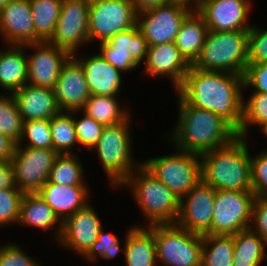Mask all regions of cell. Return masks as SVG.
<instances>
[{"mask_svg": "<svg viewBox=\"0 0 267 266\" xmlns=\"http://www.w3.org/2000/svg\"><path fill=\"white\" fill-rule=\"evenodd\" d=\"M243 88L242 75L203 71L191 65L176 93L190 106L221 116L238 131L243 120Z\"/></svg>", "mask_w": 267, "mask_h": 266, "instance_id": "6da1fadb", "label": "cell"}, {"mask_svg": "<svg viewBox=\"0 0 267 266\" xmlns=\"http://www.w3.org/2000/svg\"><path fill=\"white\" fill-rule=\"evenodd\" d=\"M178 121L167 135L174 147L199 156L231 143L237 131L221 116L190 106L178 93Z\"/></svg>", "mask_w": 267, "mask_h": 266, "instance_id": "7a4b0ae2", "label": "cell"}, {"mask_svg": "<svg viewBox=\"0 0 267 266\" xmlns=\"http://www.w3.org/2000/svg\"><path fill=\"white\" fill-rule=\"evenodd\" d=\"M246 138L201 155L202 179L215 190L252 191L251 154Z\"/></svg>", "mask_w": 267, "mask_h": 266, "instance_id": "3957f363", "label": "cell"}, {"mask_svg": "<svg viewBox=\"0 0 267 266\" xmlns=\"http://www.w3.org/2000/svg\"><path fill=\"white\" fill-rule=\"evenodd\" d=\"M124 187H129L131 196L147 221L146 226L176 223L180 198L142 164L118 188Z\"/></svg>", "mask_w": 267, "mask_h": 266, "instance_id": "277c9868", "label": "cell"}, {"mask_svg": "<svg viewBox=\"0 0 267 266\" xmlns=\"http://www.w3.org/2000/svg\"><path fill=\"white\" fill-rule=\"evenodd\" d=\"M248 64V31L208 30L201 53L193 67L244 76Z\"/></svg>", "mask_w": 267, "mask_h": 266, "instance_id": "5b68a950", "label": "cell"}, {"mask_svg": "<svg viewBox=\"0 0 267 266\" xmlns=\"http://www.w3.org/2000/svg\"><path fill=\"white\" fill-rule=\"evenodd\" d=\"M132 117L126 121L104 126L101 137L92 148L97 153L109 184L118 188L119 185L141 164L132 157ZM131 132V133H130Z\"/></svg>", "mask_w": 267, "mask_h": 266, "instance_id": "8992f818", "label": "cell"}, {"mask_svg": "<svg viewBox=\"0 0 267 266\" xmlns=\"http://www.w3.org/2000/svg\"><path fill=\"white\" fill-rule=\"evenodd\" d=\"M173 154L150 158L142 165L180 199L201 179V157L175 148Z\"/></svg>", "mask_w": 267, "mask_h": 266, "instance_id": "52a82bcc", "label": "cell"}, {"mask_svg": "<svg viewBox=\"0 0 267 266\" xmlns=\"http://www.w3.org/2000/svg\"><path fill=\"white\" fill-rule=\"evenodd\" d=\"M157 263L162 266H201L203 236L176 224L154 225Z\"/></svg>", "mask_w": 267, "mask_h": 266, "instance_id": "ba28073f", "label": "cell"}, {"mask_svg": "<svg viewBox=\"0 0 267 266\" xmlns=\"http://www.w3.org/2000/svg\"><path fill=\"white\" fill-rule=\"evenodd\" d=\"M254 199L252 191L216 190L210 235L233 236L250 228Z\"/></svg>", "mask_w": 267, "mask_h": 266, "instance_id": "9c48e42d", "label": "cell"}, {"mask_svg": "<svg viewBox=\"0 0 267 266\" xmlns=\"http://www.w3.org/2000/svg\"><path fill=\"white\" fill-rule=\"evenodd\" d=\"M137 25V11L130 0H90L89 44L104 42Z\"/></svg>", "mask_w": 267, "mask_h": 266, "instance_id": "30bf717a", "label": "cell"}, {"mask_svg": "<svg viewBox=\"0 0 267 266\" xmlns=\"http://www.w3.org/2000/svg\"><path fill=\"white\" fill-rule=\"evenodd\" d=\"M59 154L54 149L16 146L11 159L15 186L23 193H37L48 181Z\"/></svg>", "mask_w": 267, "mask_h": 266, "instance_id": "8fae6325", "label": "cell"}, {"mask_svg": "<svg viewBox=\"0 0 267 266\" xmlns=\"http://www.w3.org/2000/svg\"><path fill=\"white\" fill-rule=\"evenodd\" d=\"M89 7L90 0H63L59 19L48 42L71 55L88 44Z\"/></svg>", "mask_w": 267, "mask_h": 266, "instance_id": "7c38bea8", "label": "cell"}, {"mask_svg": "<svg viewBox=\"0 0 267 266\" xmlns=\"http://www.w3.org/2000/svg\"><path fill=\"white\" fill-rule=\"evenodd\" d=\"M191 12L171 2L137 12V26L148 46L175 42L181 23Z\"/></svg>", "mask_w": 267, "mask_h": 266, "instance_id": "4fadbf2b", "label": "cell"}, {"mask_svg": "<svg viewBox=\"0 0 267 266\" xmlns=\"http://www.w3.org/2000/svg\"><path fill=\"white\" fill-rule=\"evenodd\" d=\"M99 46L100 56L125 73L141 65L148 50L147 41L137 25L100 42Z\"/></svg>", "mask_w": 267, "mask_h": 266, "instance_id": "5bb4252c", "label": "cell"}, {"mask_svg": "<svg viewBox=\"0 0 267 266\" xmlns=\"http://www.w3.org/2000/svg\"><path fill=\"white\" fill-rule=\"evenodd\" d=\"M216 190L201 179L180 199L176 225L199 235H210Z\"/></svg>", "mask_w": 267, "mask_h": 266, "instance_id": "9a60e30c", "label": "cell"}, {"mask_svg": "<svg viewBox=\"0 0 267 266\" xmlns=\"http://www.w3.org/2000/svg\"><path fill=\"white\" fill-rule=\"evenodd\" d=\"M24 48L34 50L27 54V83L54 89L63 65L72 55L48 41L25 44Z\"/></svg>", "mask_w": 267, "mask_h": 266, "instance_id": "2e32d148", "label": "cell"}, {"mask_svg": "<svg viewBox=\"0 0 267 266\" xmlns=\"http://www.w3.org/2000/svg\"><path fill=\"white\" fill-rule=\"evenodd\" d=\"M251 0H206L197 12L208 30L215 32L248 31Z\"/></svg>", "mask_w": 267, "mask_h": 266, "instance_id": "e0dca14e", "label": "cell"}, {"mask_svg": "<svg viewBox=\"0 0 267 266\" xmlns=\"http://www.w3.org/2000/svg\"><path fill=\"white\" fill-rule=\"evenodd\" d=\"M92 206L88 203L84 208L77 210L62 221V233L58 244L81 257L97 240L103 228Z\"/></svg>", "mask_w": 267, "mask_h": 266, "instance_id": "ac0fdd59", "label": "cell"}, {"mask_svg": "<svg viewBox=\"0 0 267 266\" xmlns=\"http://www.w3.org/2000/svg\"><path fill=\"white\" fill-rule=\"evenodd\" d=\"M53 90L60 111H80L91 96L82 65L73 55L63 65Z\"/></svg>", "mask_w": 267, "mask_h": 266, "instance_id": "d6986e66", "label": "cell"}, {"mask_svg": "<svg viewBox=\"0 0 267 266\" xmlns=\"http://www.w3.org/2000/svg\"><path fill=\"white\" fill-rule=\"evenodd\" d=\"M145 74L150 77H168L176 91L183 83L191 64L184 58L175 42L148 46Z\"/></svg>", "mask_w": 267, "mask_h": 266, "instance_id": "ffe728a7", "label": "cell"}, {"mask_svg": "<svg viewBox=\"0 0 267 266\" xmlns=\"http://www.w3.org/2000/svg\"><path fill=\"white\" fill-rule=\"evenodd\" d=\"M0 36L5 45L35 42V27L29 0H10L0 10Z\"/></svg>", "mask_w": 267, "mask_h": 266, "instance_id": "44dd1931", "label": "cell"}, {"mask_svg": "<svg viewBox=\"0 0 267 266\" xmlns=\"http://www.w3.org/2000/svg\"><path fill=\"white\" fill-rule=\"evenodd\" d=\"M80 55V56H79ZM78 52L73 56L81 63L91 95L119 96L122 72L103 59L99 53L82 57Z\"/></svg>", "mask_w": 267, "mask_h": 266, "instance_id": "7402d4cb", "label": "cell"}, {"mask_svg": "<svg viewBox=\"0 0 267 266\" xmlns=\"http://www.w3.org/2000/svg\"><path fill=\"white\" fill-rule=\"evenodd\" d=\"M12 96L23 121L50 120L60 112L53 89L27 83Z\"/></svg>", "mask_w": 267, "mask_h": 266, "instance_id": "603a6c76", "label": "cell"}, {"mask_svg": "<svg viewBox=\"0 0 267 266\" xmlns=\"http://www.w3.org/2000/svg\"><path fill=\"white\" fill-rule=\"evenodd\" d=\"M89 191L87 186H66L47 181L37 193L63 221L90 202Z\"/></svg>", "mask_w": 267, "mask_h": 266, "instance_id": "cb8c5ba5", "label": "cell"}, {"mask_svg": "<svg viewBox=\"0 0 267 266\" xmlns=\"http://www.w3.org/2000/svg\"><path fill=\"white\" fill-rule=\"evenodd\" d=\"M124 260L126 266H157L154 225H134L126 231Z\"/></svg>", "mask_w": 267, "mask_h": 266, "instance_id": "d4e9b609", "label": "cell"}, {"mask_svg": "<svg viewBox=\"0 0 267 266\" xmlns=\"http://www.w3.org/2000/svg\"><path fill=\"white\" fill-rule=\"evenodd\" d=\"M17 224L39 228L43 232L53 228L57 242L62 233V220L38 193H24Z\"/></svg>", "mask_w": 267, "mask_h": 266, "instance_id": "484cf974", "label": "cell"}, {"mask_svg": "<svg viewBox=\"0 0 267 266\" xmlns=\"http://www.w3.org/2000/svg\"><path fill=\"white\" fill-rule=\"evenodd\" d=\"M0 50V87L12 94L27 84V53L24 45H8Z\"/></svg>", "mask_w": 267, "mask_h": 266, "instance_id": "4316f807", "label": "cell"}, {"mask_svg": "<svg viewBox=\"0 0 267 266\" xmlns=\"http://www.w3.org/2000/svg\"><path fill=\"white\" fill-rule=\"evenodd\" d=\"M207 32L208 27L197 11H191L181 23L175 44L191 65L201 53Z\"/></svg>", "mask_w": 267, "mask_h": 266, "instance_id": "83f0119b", "label": "cell"}, {"mask_svg": "<svg viewBox=\"0 0 267 266\" xmlns=\"http://www.w3.org/2000/svg\"><path fill=\"white\" fill-rule=\"evenodd\" d=\"M233 266H261L267 260V243L251 228L233 235Z\"/></svg>", "mask_w": 267, "mask_h": 266, "instance_id": "f1b7e54d", "label": "cell"}, {"mask_svg": "<svg viewBox=\"0 0 267 266\" xmlns=\"http://www.w3.org/2000/svg\"><path fill=\"white\" fill-rule=\"evenodd\" d=\"M120 105L117 96L91 95L80 113L87 114L104 126L115 125L126 121L132 116L131 112H129V107L123 104L122 106Z\"/></svg>", "mask_w": 267, "mask_h": 266, "instance_id": "f546056e", "label": "cell"}, {"mask_svg": "<svg viewBox=\"0 0 267 266\" xmlns=\"http://www.w3.org/2000/svg\"><path fill=\"white\" fill-rule=\"evenodd\" d=\"M63 0H29L35 27V42L48 41L61 13Z\"/></svg>", "mask_w": 267, "mask_h": 266, "instance_id": "4dcf8cb0", "label": "cell"}, {"mask_svg": "<svg viewBox=\"0 0 267 266\" xmlns=\"http://www.w3.org/2000/svg\"><path fill=\"white\" fill-rule=\"evenodd\" d=\"M49 123L53 149L58 154H77L72 149L73 146L78 145L73 111H60L49 120Z\"/></svg>", "mask_w": 267, "mask_h": 266, "instance_id": "1f68e13d", "label": "cell"}, {"mask_svg": "<svg viewBox=\"0 0 267 266\" xmlns=\"http://www.w3.org/2000/svg\"><path fill=\"white\" fill-rule=\"evenodd\" d=\"M233 236L203 235L201 266H233Z\"/></svg>", "mask_w": 267, "mask_h": 266, "instance_id": "d6a6232c", "label": "cell"}, {"mask_svg": "<svg viewBox=\"0 0 267 266\" xmlns=\"http://www.w3.org/2000/svg\"><path fill=\"white\" fill-rule=\"evenodd\" d=\"M80 161L77 154H59L50 170L48 181L66 186H87Z\"/></svg>", "mask_w": 267, "mask_h": 266, "instance_id": "836d02e7", "label": "cell"}, {"mask_svg": "<svg viewBox=\"0 0 267 266\" xmlns=\"http://www.w3.org/2000/svg\"><path fill=\"white\" fill-rule=\"evenodd\" d=\"M245 100L243 99V120L237 135L247 139L250 126H259L261 129L267 124V93H251L250 98L246 102Z\"/></svg>", "mask_w": 267, "mask_h": 266, "instance_id": "e575fe53", "label": "cell"}, {"mask_svg": "<svg viewBox=\"0 0 267 266\" xmlns=\"http://www.w3.org/2000/svg\"><path fill=\"white\" fill-rule=\"evenodd\" d=\"M23 122L12 94H0V132L18 144Z\"/></svg>", "mask_w": 267, "mask_h": 266, "instance_id": "d590c367", "label": "cell"}, {"mask_svg": "<svg viewBox=\"0 0 267 266\" xmlns=\"http://www.w3.org/2000/svg\"><path fill=\"white\" fill-rule=\"evenodd\" d=\"M27 142L23 144V142ZM53 149L49 120L24 121L22 135L16 146Z\"/></svg>", "mask_w": 267, "mask_h": 266, "instance_id": "8d00e7d4", "label": "cell"}, {"mask_svg": "<svg viewBox=\"0 0 267 266\" xmlns=\"http://www.w3.org/2000/svg\"><path fill=\"white\" fill-rule=\"evenodd\" d=\"M120 244L121 242L119 241L117 234L105 233L102 228L97 240L82 257L89 262H95L100 258L111 260L115 258L120 251L124 252V248L122 249Z\"/></svg>", "mask_w": 267, "mask_h": 266, "instance_id": "74e56055", "label": "cell"}, {"mask_svg": "<svg viewBox=\"0 0 267 266\" xmlns=\"http://www.w3.org/2000/svg\"><path fill=\"white\" fill-rule=\"evenodd\" d=\"M79 114V110L73 111V121L75 125V131L77 134L78 146H84L82 148L92 150L96 145L97 141L101 137L102 130L104 125L96 122L93 118L83 113L82 118L75 116Z\"/></svg>", "mask_w": 267, "mask_h": 266, "instance_id": "f35d334b", "label": "cell"}, {"mask_svg": "<svg viewBox=\"0 0 267 266\" xmlns=\"http://www.w3.org/2000/svg\"><path fill=\"white\" fill-rule=\"evenodd\" d=\"M23 195L17 187L0 189V227L18 222Z\"/></svg>", "mask_w": 267, "mask_h": 266, "instance_id": "ab89813d", "label": "cell"}, {"mask_svg": "<svg viewBox=\"0 0 267 266\" xmlns=\"http://www.w3.org/2000/svg\"><path fill=\"white\" fill-rule=\"evenodd\" d=\"M258 26L248 30V64L267 63V28Z\"/></svg>", "mask_w": 267, "mask_h": 266, "instance_id": "60d3db41", "label": "cell"}, {"mask_svg": "<svg viewBox=\"0 0 267 266\" xmlns=\"http://www.w3.org/2000/svg\"><path fill=\"white\" fill-rule=\"evenodd\" d=\"M251 188L255 197H267V150L251 155Z\"/></svg>", "mask_w": 267, "mask_h": 266, "instance_id": "b9f144b4", "label": "cell"}, {"mask_svg": "<svg viewBox=\"0 0 267 266\" xmlns=\"http://www.w3.org/2000/svg\"><path fill=\"white\" fill-rule=\"evenodd\" d=\"M0 245V266H41L16 243Z\"/></svg>", "mask_w": 267, "mask_h": 266, "instance_id": "7bdbcfd3", "label": "cell"}, {"mask_svg": "<svg viewBox=\"0 0 267 266\" xmlns=\"http://www.w3.org/2000/svg\"><path fill=\"white\" fill-rule=\"evenodd\" d=\"M252 86V93H267V63L247 64L244 88Z\"/></svg>", "mask_w": 267, "mask_h": 266, "instance_id": "ee69618b", "label": "cell"}, {"mask_svg": "<svg viewBox=\"0 0 267 266\" xmlns=\"http://www.w3.org/2000/svg\"><path fill=\"white\" fill-rule=\"evenodd\" d=\"M250 228L267 243V197H255Z\"/></svg>", "mask_w": 267, "mask_h": 266, "instance_id": "f6af8a7d", "label": "cell"}, {"mask_svg": "<svg viewBox=\"0 0 267 266\" xmlns=\"http://www.w3.org/2000/svg\"><path fill=\"white\" fill-rule=\"evenodd\" d=\"M17 143L0 132V162H10Z\"/></svg>", "mask_w": 267, "mask_h": 266, "instance_id": "bcb514c9", "label": "cell"}, {"mask_svg": "<svg viewBox=\"0 0 267 266\" xmlns=\"http://www.w3.org/2000/svg\"><path fill=\"white\" fill-rule=\"evenodd\" d=\"M12 187H16L12 163L0 162V189Z\"/></svg>", "mask_w": 267, "mask_h": 266, "instance_id": "7dc6e473", "label": "cell"}, {"mask_svg": "<svg viewBox=\"0 0 267 266\" xmlns=\"http://www.w3.org/2000/svg\"><path fill=\"white\" fill-rule=\"evenodd\" d=\"M130 1L134 5L137 12L172 2V0H130Z\"/></svg>", "mask_w": 267, "mask_h": 266, "instance_id": "c3c4849f", "label": "cell"}, {"mask_svg": "<svg viewBox=\"0 0 267 266\" xmlns=\"http://www.w3.org/2000/svg\"><path fill=\"white\" fill-rule=\"evenodd\" d=\"M206 0H172L178 5L184 6L191 11H197Z\"/></svg>", "mask_w": 267, "mask_h": 266, "instance_id": "681fc988", "label": "cell"}, {"mask_svg": "<svg viewBox=\"0 0 267 266\" xmlns=\"http://www.w3.org/2000/svg\"><path fill=\"white\" fill-rule=\"evenodd\" d=\"M10 0H0V10L9 2Z\"/></svg>", "mask_w": 267, "mask_h": 266, "instance_id": "f907efd6", "label": "cell"}, {"mask_svg": "<svg viewBox=\"0 0 267 266\" xmlns=\"http://www.w3.org/2000/svg\"><path fill=\"white\" fill-rule=\"evenodd\" d=\"M262 133L267 136V124L261 128ZM267 138V137H266ZM267 150V149H265Z\"/></svg>", "mask_w": 267, "mask_h": 266, "instance_id": "816d5d0a", "label": "cell"}]
</instances>
